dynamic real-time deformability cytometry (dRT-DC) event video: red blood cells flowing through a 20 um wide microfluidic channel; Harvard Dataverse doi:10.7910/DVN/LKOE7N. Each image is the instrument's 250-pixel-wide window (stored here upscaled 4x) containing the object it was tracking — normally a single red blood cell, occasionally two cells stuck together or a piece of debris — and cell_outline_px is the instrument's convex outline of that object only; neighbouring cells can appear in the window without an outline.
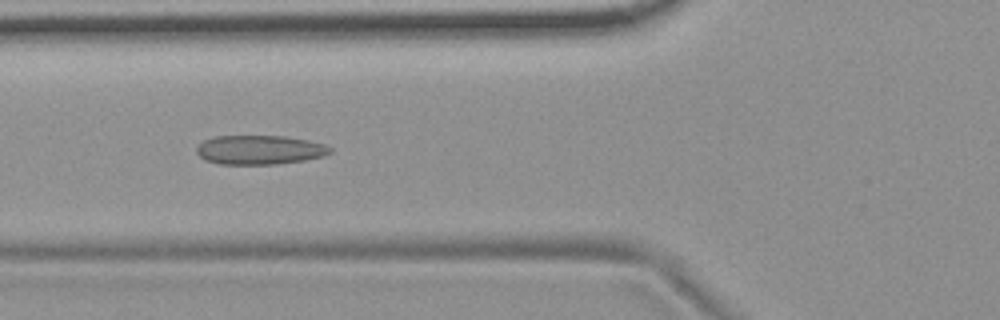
{"species": "common noctule bat (a hibernating species)", "species_latin": "Nyctalus noctula", "temperature_condition": "room temperature", "stored_images_in_passage": 5, "camera_frame_rate_fps": 3000, "um_per_image_px": 0.085, "animal": {"sex": "female", "body_mass_g": 19.9}, "frame": {"image": 1, "passage_image": 5, "time_ms": 1.333, "image_size_px": [1000, 320], "cell_outline_px": [[332, 152], [324, 156], [304, 160], [276, 164], [220, 164], [204, 160], [196, 152], [196, 148], [204, 140], [216, 136], [284, 136], [308, 140], [324, 144], [332, 148]], "centroid_in_image_um": [22.07, 12.74], "position_along_channel_um": 103.7, "area_um2": 22.72}}